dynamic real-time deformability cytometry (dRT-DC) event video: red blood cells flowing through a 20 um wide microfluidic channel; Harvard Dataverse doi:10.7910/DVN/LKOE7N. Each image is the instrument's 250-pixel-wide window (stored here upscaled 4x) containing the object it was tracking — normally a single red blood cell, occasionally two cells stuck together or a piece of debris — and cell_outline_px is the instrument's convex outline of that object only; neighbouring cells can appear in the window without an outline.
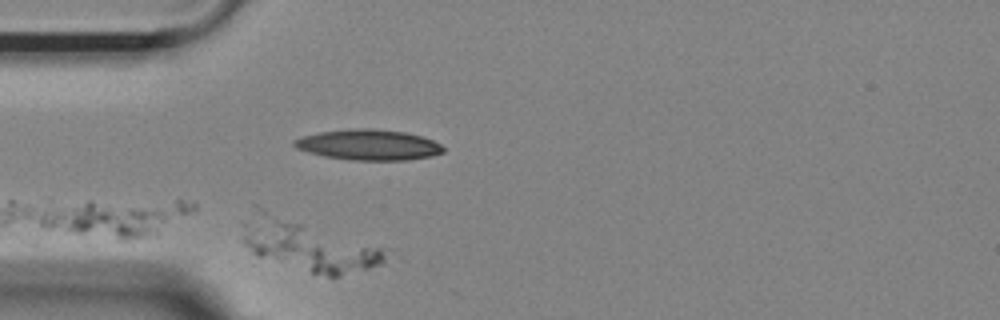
{"species": "Egyptian fruit bat (a non-hibernating species)", "species_latin": "Rousettus aegyptiacus", "temperature_condition": "room temperature", "stored_images_in_passage": 3, "camera_frame_rate_fps": 3000, "um_per_image_px": 0.085, "animal": {"sex": "female"}, "frame": {"image": 1, "passage_image": 1, "time_ms": 0.0, "image_size_px": [1000, 320], "cell_outline_px": [[388, 260], [380, 264], [336, 276], [328, 276], [312, 272], [312, 248], [380, 248]], "centroid_in_image_um": [29.32, 22.1], "position_along_channel_um": 55.7, "area_um2": 12.08}}